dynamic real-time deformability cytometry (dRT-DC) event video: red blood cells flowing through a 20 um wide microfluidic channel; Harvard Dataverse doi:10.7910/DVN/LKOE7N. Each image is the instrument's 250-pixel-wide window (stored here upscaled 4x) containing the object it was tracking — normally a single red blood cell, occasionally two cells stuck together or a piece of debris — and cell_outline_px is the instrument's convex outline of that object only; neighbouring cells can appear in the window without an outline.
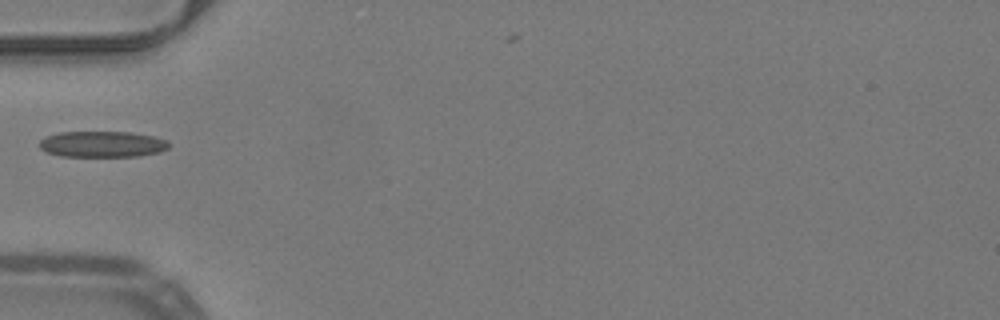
{"species": "common noctule bat (a hibernating species)", "species_latin": "Nyctalus noctula", "temperature_condition": "warm", "stored_images_in_passage": 35, "camera_frame_rate_fps": 3000, "um_per_image_px": 0.085, "animal": {"sex": "male", "body_mass_g": 19.2, "forearm_length_mm": 51.8}, "frame": {"image": 1, "passage_image": 1, "time_ms": 0.0, "image_size_px": [1000, 320], "cell_outline_px": [[164, 144], [160, 148], [148, 152], [116, 156], [80, 156], [56, 152], [48, 148], [44, 144], [56, 136], [80, 132], [104, 132], [136, 136]], "centroid_in_image_um": [8.59, 12.27], "position_along_channel_um": 76.4, "area_um2": 15.43}}
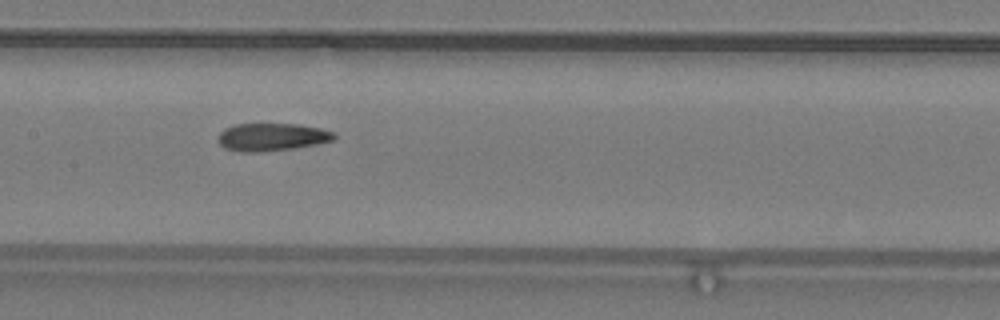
{"frame": {"image": 2, "passage_image": 9, "time_ms": 2.667, "image_size_px": [1000, 320], "cell_outline_px": [[332, 136], [324, 140], [300, 144], [272, 148], [236, 148], [224, 144], [224, 136], [232, 128], [252, 124], [268, 124], [308, 128], [328, 132]], "centroid_in_image_um": [23.1, 11.58], "position_along_channel_um": 184.3, "area_um2": 14.05}}
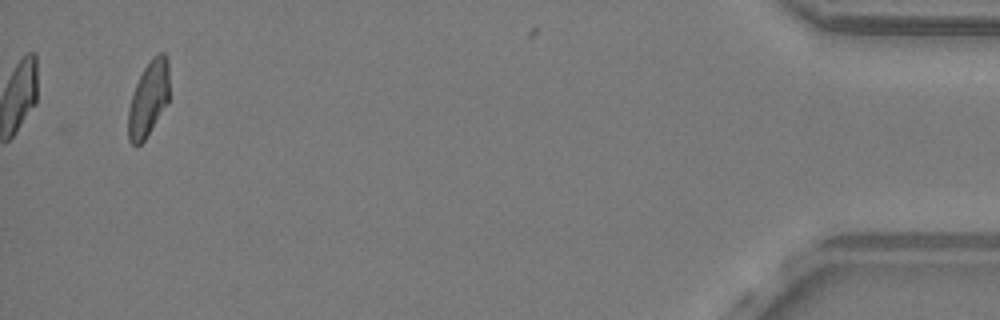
{"frame": {"image": 3, "passage_image": 33, "time_ms": 10.667, "image_size_px": [1000, 320], "cell_outline_px": [[168, 100], [148, 132], [140, 144], [136, 144], [132, 140], [128, 132], [128, 124], [132, 100], [136, 88], [144, 72], [148, 68], [164, 56], [168, 84]], "centroid_in_image_um": [12.6, 8.57], "position_along_channel_um": 422.6, "area_um2": 15.14}}